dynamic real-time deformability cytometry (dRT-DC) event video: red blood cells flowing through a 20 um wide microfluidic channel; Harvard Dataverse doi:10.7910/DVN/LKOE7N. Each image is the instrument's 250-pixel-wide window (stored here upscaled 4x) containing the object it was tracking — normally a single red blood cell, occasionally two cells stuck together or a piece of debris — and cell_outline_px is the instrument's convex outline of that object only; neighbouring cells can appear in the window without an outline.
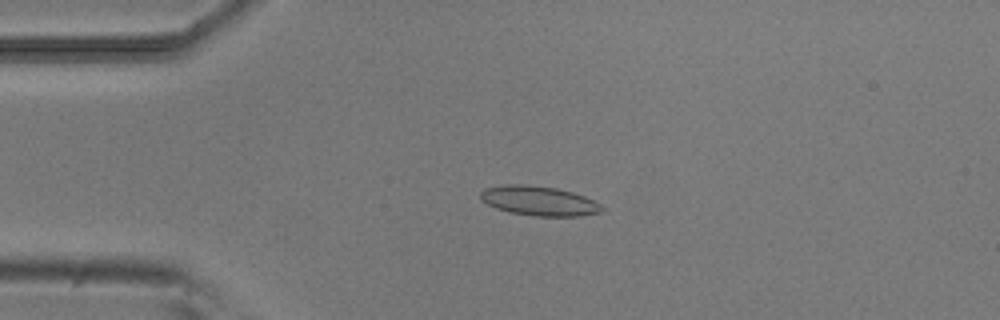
{"species": "common noctule bat (a hibernating species)", "species_latin": "Nyctalus noctula", "temperature_condition": "room temperature", "stored_images_in_passage": 38, "camera_frame_rate_fps": 3000, "um_per_image_px": 0.085, "animal": {"sex": "male", "body_mass_g": 20.5, "forearm_length_mm": 52.5}, "frame": {"image": 1, "passage_image": 12, "time_ms": 3.667, "image_size_px": [1000, 320], "cell_outline_px": [[604, 212], [580, 216], [536, 216], [508, 212], [496, 208], [480, 200], [480, 192], [484, 188], [504, 184], [528, 184], [556, 188], [572, 192], [584, 196], [600, 204], [604, 208]], "centroid_in_image_um": [45.8, 17.07], "position_along_channel_um": 39.2, "area_um2": 21.1}}
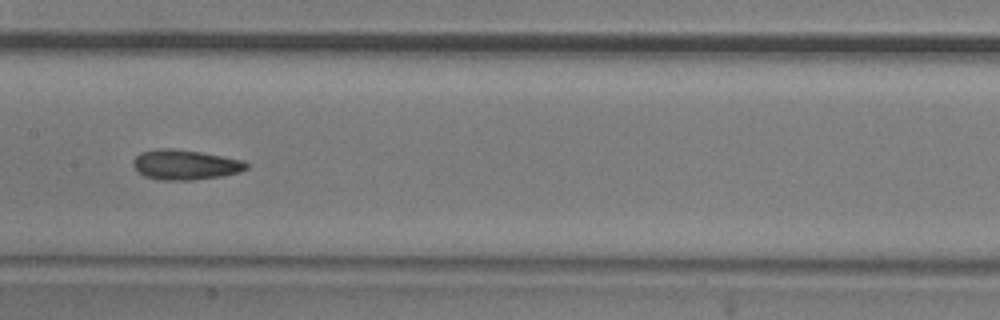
{"frame": {"image": 2, "passage_image": 26, "time_ms": 8.333, "image_size_px": [1000, 320], "cell_outline_px": [[248, 168], [240, 172], [224, 176], [192, 180], [160, 180], [144, 176], [132, 164], [132, 160], [140, 152], [160, 148], [172, 148], [200, 152], [244, 160], [248, 164]], "centroid_in_image_um": [15.76, 14.0], "position_along_channel_um": 191.6, "area_um2": 19.88}}
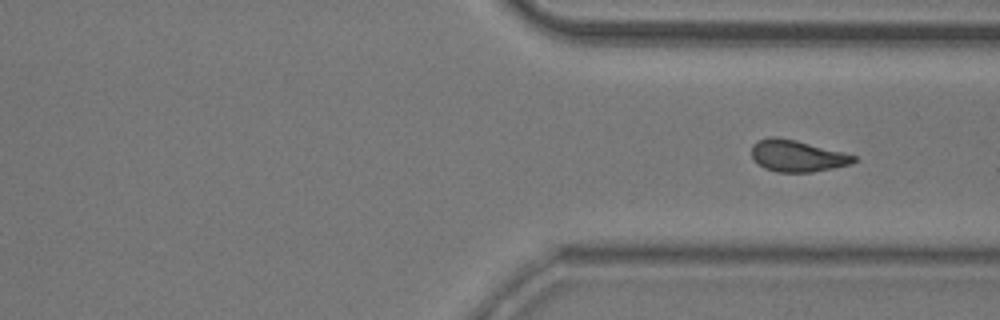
{"frame": {"image": 3, "passage_image": 38, "time_ms": 12.333, "image_size_px": [1000, 320], "cell_outline_px": [[856, 160], [852, 164], [812, 172], [776, 172], [764, 168], [752, 156], [752, 144], [756, 140], [768, 136], [776, 136], [796, 140], [856, 156]], "centroid_in_image_um": [67.72, 13.24], "position_along_channel_um": 343.7, "area_um2": 18.73}}